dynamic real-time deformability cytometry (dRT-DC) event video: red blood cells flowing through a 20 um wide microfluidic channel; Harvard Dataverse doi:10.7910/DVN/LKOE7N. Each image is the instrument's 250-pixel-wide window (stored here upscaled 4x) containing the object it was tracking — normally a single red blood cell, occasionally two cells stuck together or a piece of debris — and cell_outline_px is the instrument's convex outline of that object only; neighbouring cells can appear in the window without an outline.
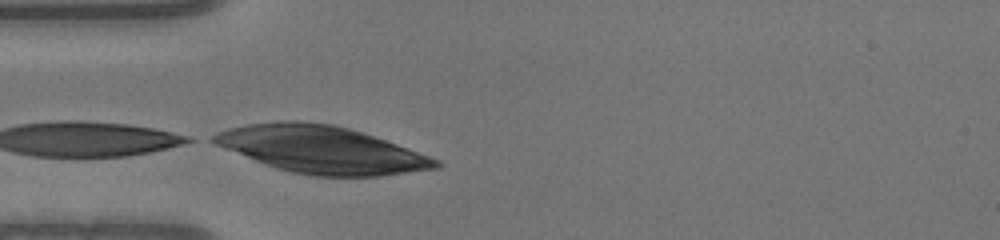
{"species": "human", "species_latin": "Homo sapiens", "temperature_condition": "warm", "stored_images_in_passage": 13, "camera_frame_rate_fps": 3000, "um_per_image_px": 0.085, "donor": {"sex": "male"}, "frame": {"image": 1, "passage_image": 4, "time_ms": 1.0, "image_size_px": [1000, 240], "cell_outline_px": [[444, 164], [440, 168], [380, 176], [312, 176], [292, 172], [276, 168], [224, 148], [208, 140], [208, 136], [216, 132], [228, 128], [248, 124], [280, 120], [296, 120], [332, 124], [348, 128], [396, 144], [440, 160]], "centroid_in_image_um": [27.3, 12.71], "position_along_channel_um": 57.7, "area_um2": 60.86}}